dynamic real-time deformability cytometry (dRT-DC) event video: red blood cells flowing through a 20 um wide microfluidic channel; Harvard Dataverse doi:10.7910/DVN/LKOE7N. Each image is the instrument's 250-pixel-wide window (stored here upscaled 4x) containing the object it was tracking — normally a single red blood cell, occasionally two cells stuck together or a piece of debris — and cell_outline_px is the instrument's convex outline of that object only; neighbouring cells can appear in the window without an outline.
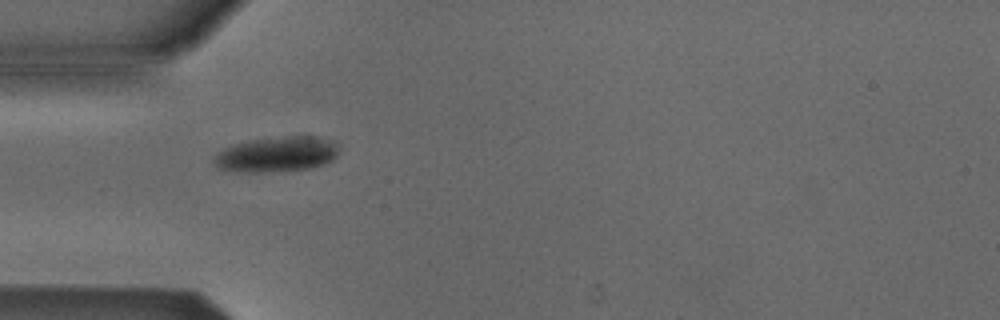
{"species": "Egyptian fruit bat (a non-hibernating species)", "species_latin": "Rousettus aegyptiacus", "temperature_condition": "cold", "stored_images_in_passage": 2, "camera_frame_rate_fps": 3000, "um_per_image_px": 0.085, "animal": {"sex": "male"}, "frame": {"image": 1, "passage_image": 1, "time_ms": 0.0, "image_size_px": [1000, 320], "cell_outline_px": [[336, 156], [332, 160], [324, 164], [308, 168], [260, 172], [248, 172], [220, 168], [212, 160], [224, 148], [232, 144], [252, 140], [284, 136], [316, 136], [336, 140]], "centroid_in_image_um": [23.56, 13.09], "position_along_channel_um": 61.4, "area_um2": 25.26}}